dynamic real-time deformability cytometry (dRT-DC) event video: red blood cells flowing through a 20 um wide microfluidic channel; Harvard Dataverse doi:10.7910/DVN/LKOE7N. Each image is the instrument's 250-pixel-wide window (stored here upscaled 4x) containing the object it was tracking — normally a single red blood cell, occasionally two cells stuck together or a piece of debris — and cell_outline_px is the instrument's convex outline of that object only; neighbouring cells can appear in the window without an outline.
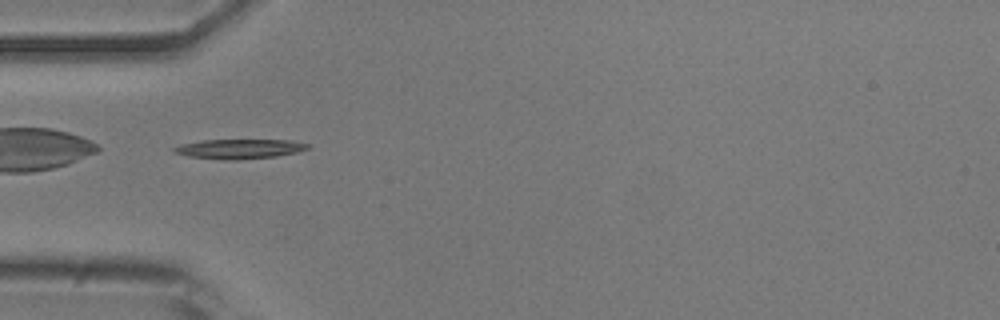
{"species": "common noctule bat (a hibernating species)", "species_latin": "Nyctalus noctula", "temperature_condition": "room temperature", "stored_images_in_passage": 37, "camera_frame_rate_fps": 3000, "um_per_image_px": 0.085, "animal": {"sex": "male", "body_mass_g": 20.5, "forearm_length_mm": 52.5}, "frame": {"image": 1, "passage_image": 1, "time_ms": 0.0, "image_size_px": [1000, 320], "cell_outline_px": [[312, 144], [308, 148], [296, 152], [276, 156], [236, 160], [228, 160], [188, 156], [172, 152], [172, 148], [180, 144], [204, 140], [292, 140]], "centroid_in_image_um": [20.35, 12.65], "position_along_channel_um": 64.7, "area_um2": 15.26}}
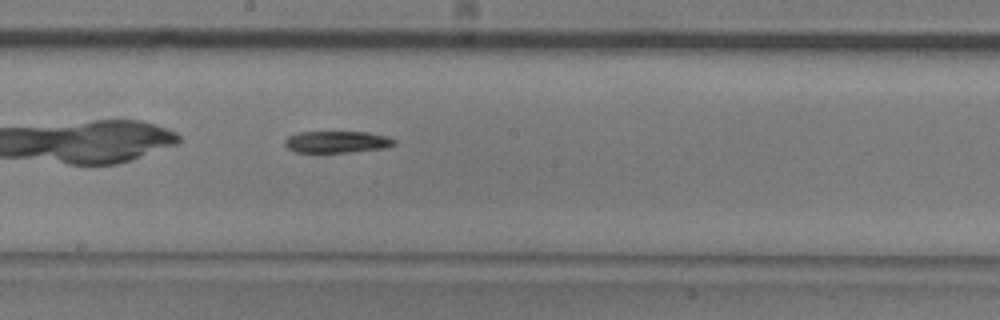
{"frame": {"image": 2, "passage_image": 13, "time_ms": 4.0, "image_size_px": [1000, 320], "cell_outline_px": [[396, 144], [384, 148], [348, 152], [296, 152], [288, 148], [284, 144], [284, 140], [288, 136], [296, 132], [368, 132], [388, 136], [396, 140]], "centroid_in_image_um": [28.64, 12.05], "position_along_channel_um": 219.6, "area_um2": 13.93}}
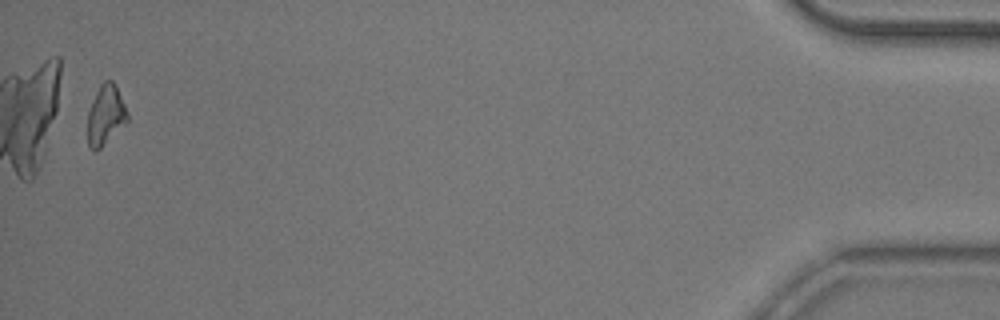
{"frame": {"image": 3, "passage_image": 36, "time_ms": 11.667, "image_size_px": [1000, 320], "cell_outline_px": [[128, 120], [96, 152], [88, 148], [88, 112], [92, 100], [100, 84], [104, 80], [112, 80], [128, 112]], "centroid_in_image_um": [8.95, 9.79], "position_along_channel_um": 426.2, "area_um2": 13.64}, "authors_computed_cell_mechanics": {"area_um2": 14.2188, "velocity_mm_per_s": 3.8678, "shape_relaxation_time_tau1_ms": 5.2447, "shape_relaxation_time_tau2_ms": null, "deformation_change_tau1": 0.166, "deformation_change_tau2": null}}